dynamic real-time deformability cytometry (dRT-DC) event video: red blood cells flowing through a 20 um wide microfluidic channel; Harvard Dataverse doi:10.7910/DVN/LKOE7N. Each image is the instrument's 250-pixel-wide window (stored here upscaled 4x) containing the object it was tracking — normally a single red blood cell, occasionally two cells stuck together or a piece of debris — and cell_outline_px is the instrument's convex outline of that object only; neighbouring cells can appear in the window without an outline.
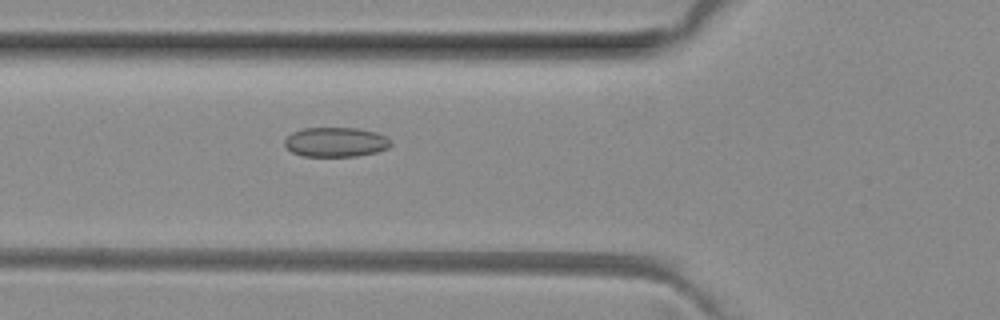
{"species": "common noctule bat (a hibernating species)", "species_latin": "Nyctalus noctula", "temperature_condition": "room temperature", "stored_images_in_passage": 42, "camera_frame_rate_fps": 3000, "um_per_image_px": 0.085, "animal": {"sex": "female", "body_mass_g": 29.2, "forearm_length_mm": 56.3}, "frame": {"image": 1, "passage_image": 9, "time_ms": 2.667, "image_size_px": [1000, 320], "cell_outline_px": [[388, 144], [384, 148], [372, 152], [348, 156], [308, 156], [296, 152], [288, 148], [288, 140], [296, 132], [312, 128], [348, 128], [368, 132], [380, 136]], "centroid_in_image_um": [28.47, 12.09], "position_along_channel_um": 97.3, "area_um2": 16.36}}
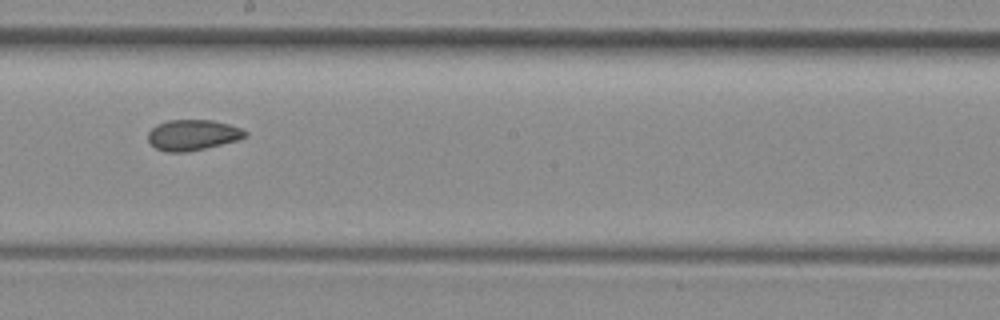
{"frame": {"image": 2, "passage_image": 19, "time_ms": 6.0, "image_size_px": [1000, 320], "cell_outline_px": [[244, 136], [232, 140], [200, 148], [156, 148], [148, 140], [148, 136], [160, 124], [176, 120], [204, 120], [224, 124], [236, 128], [244, 132]], "centroid_in_image_um": [16.35, 11.41], "position_along_channel_um": 231.9, "area_um2": 14.91}}
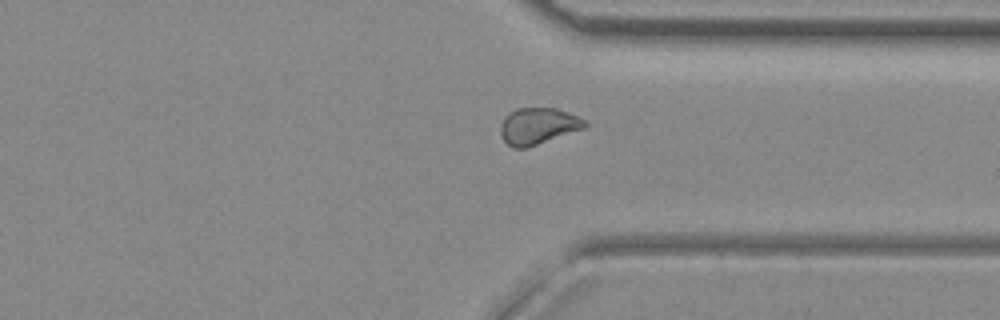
{"frame": {"image": 3, "passage_image": 29, "time_ms": 9.333, "image_size_px": [1000, 320], "cell_outline_px": [[584, 124], [580, 128], [524, 148], [516, 148], [508, 144], [504, 140], [504, 120], [512, 112], [520, 108], [552, 108], [564, 112], [580, 120]], "centroid_in_image_um": [45.66, 10.71], "position_along_channel_um": 365.7, "area_um2": 16.07}, "authors_computed_cell_mechanics": {"area_um2": 15.606, "velocity_mm_per_s": 4.0268, "shape_relaxation_time_tau1_ms": null, "shape_relaxation_time_tau2_ms": 3.1565, "deformation_change_tau1": null, "deformation_change_tau2": 0.0605}}